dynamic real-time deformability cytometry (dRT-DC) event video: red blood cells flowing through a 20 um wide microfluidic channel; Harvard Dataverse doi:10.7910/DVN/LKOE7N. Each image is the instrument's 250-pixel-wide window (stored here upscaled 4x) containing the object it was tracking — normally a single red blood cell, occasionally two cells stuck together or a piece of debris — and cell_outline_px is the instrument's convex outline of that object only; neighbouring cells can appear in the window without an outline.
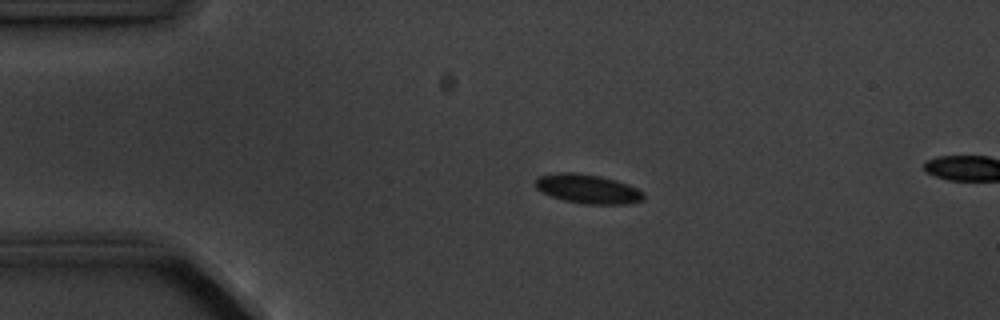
{"species": "common noctule bat (a hibernating species)", "species_latin": "Nyctalus noctula", "temperature_condition": "cold", "stored_images_in_passage": 5, "camera_frame_rate_fps": 3000, "um_per_image_px": 0.085, "animal": {"sex": "male", "body_mass_g": 20.1, "forearm_length_mm": 53.5}, "frame": {"image": 1, "passage_image": 4, "time_ms": 3.333, "image_size_px": [1000, 320], "cell_outline_px": [[644, 200], [624, 204], [584, 204], [564, 200], [552, 196], [536, 188], [536, 176], [560, 172], [576, 172], [600, 176], [616, 180], [628, 184], [644, 192]], "centroid_in_image_um": [49.97, 16.05], "position_along_channel_um": 35.0, "area_um2": 18.38}}